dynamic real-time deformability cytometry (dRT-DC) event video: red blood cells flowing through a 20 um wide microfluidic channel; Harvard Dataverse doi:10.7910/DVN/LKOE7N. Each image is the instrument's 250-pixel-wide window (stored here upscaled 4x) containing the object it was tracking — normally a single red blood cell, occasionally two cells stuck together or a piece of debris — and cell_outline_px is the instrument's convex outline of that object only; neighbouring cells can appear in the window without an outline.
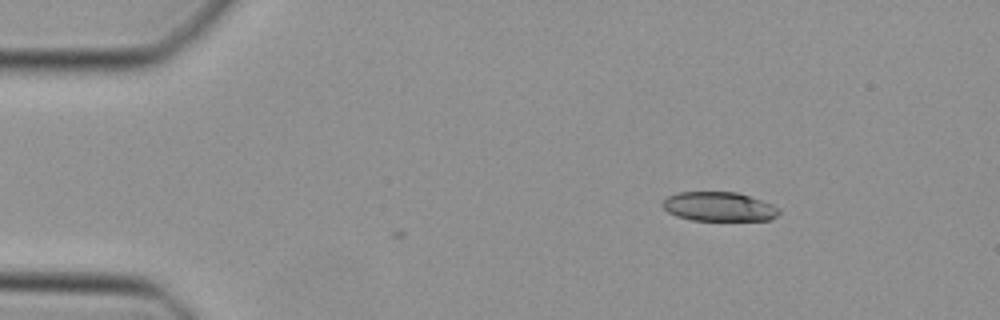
{"species": "Egyptian fruit bat (a non-hibernating species)", "species_latin": "Rousettus aegyptiacus", "temperature_condition": "cold", "stored_images_in_passage": 3, "camera_frame_rate_fps": 3000, "um_per_image_px": 0.085, "animal": {"sex": "female"}, "frame": {"image": 1, "passage_image": 1, "time_ms": 0.0, "image_size_px": [1000, 320], "cell_outline_px": [[780, 212], [772, 220], [692, 220], [676, 216], [668, 212], [660, 204], [668, 196], [680, 192], [736, 192], [772, 204], [780, 208]], "centroid_in_image_um": [61.11, 17.57], "position_along_channel_um": 23.9, "area_um2": 19.77}}